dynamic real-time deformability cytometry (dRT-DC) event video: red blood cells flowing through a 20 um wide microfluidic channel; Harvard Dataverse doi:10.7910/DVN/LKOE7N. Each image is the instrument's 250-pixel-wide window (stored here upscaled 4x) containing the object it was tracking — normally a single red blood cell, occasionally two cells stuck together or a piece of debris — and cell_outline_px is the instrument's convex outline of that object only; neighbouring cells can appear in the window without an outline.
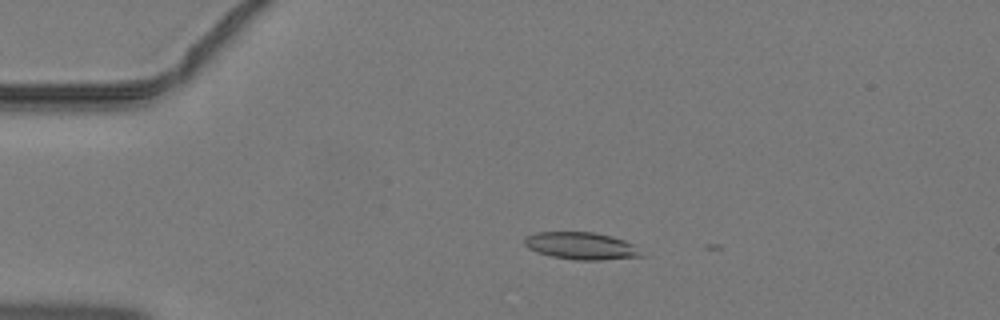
{"species": "common noctule bat (a hibernating species)", "species_latin": "Nyctalus noctula", "temperature_condition": "warm", "stored_images_in_passage": 12, "camera_frame_rate_fps": 3000, "um_per_image_px": 0.085, "animal": {"sex": "male", "body_mass_g": 19.2, "forearm_length_mm": 51.8}, "frame": {"image": 1, "passage_image": 4, "time_ms": 1.0, "image_size_px": [1000, 320], "cell_outline_px": [[644, 256], [600, 260], [576, 260], [552, 256], [528, 248], [524, 244], [524, 236], [536, 232], [596, 232], [612, 236], [624, 240], [632, 244]], "centroid_in_image_um": [49.37, 20.88], "position_along_channel_um": 35.6, "area_um2": 18.44}}
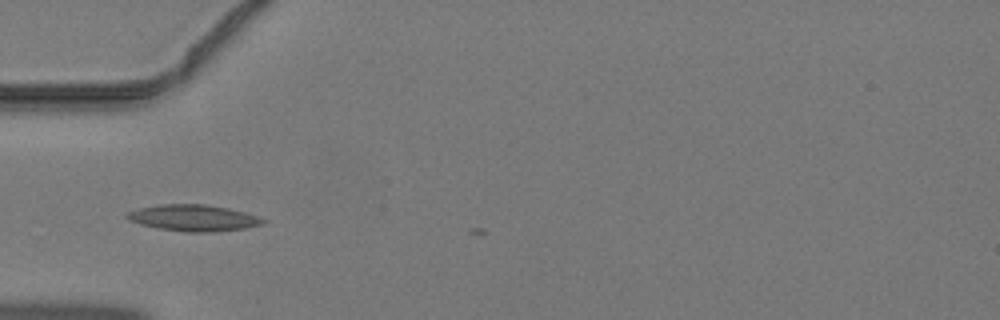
{"frame": {"image": 2, "passage_image": 9, "time_ms": 2.667, "image_size_px": [1000, 320], "cell_outline_px": [[268, 220], [264, 224], [244, 228], [212, 232], [184, 232], [156, 228], [140, 224], [128, 220], [124, 216], [128, 212], [136, 208], [160, 204], [208, 204], [228, 208], [244, 212]], "centroid_in_image_um": [16.41, 18.52], "position_along_channel_um": 68.6, "area_um2": 21.1}}
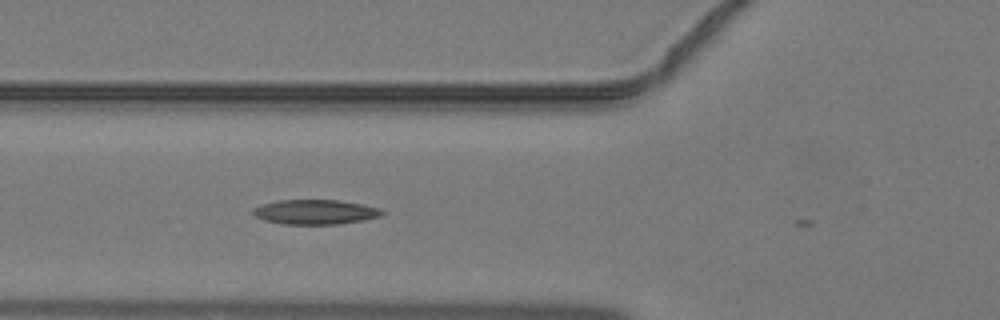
{"frame": {"image": 3, "passage_image": 11, "time_ms": 3.333, "image_size_px": [1000, 320], "cell_outline_px": [[384, 212], [380, 216], [364, 220], [336, 224], [284, 224], [264, 220], [256, 216], [252, 212], [252, 208], [260, 204], [276, 200], [336, 200], [360, 204], [380, 208]], "centroid_in_image_um": [26.75, 18.01], "position_along_channel_um": 99.1, "area_um2": 18.5}}